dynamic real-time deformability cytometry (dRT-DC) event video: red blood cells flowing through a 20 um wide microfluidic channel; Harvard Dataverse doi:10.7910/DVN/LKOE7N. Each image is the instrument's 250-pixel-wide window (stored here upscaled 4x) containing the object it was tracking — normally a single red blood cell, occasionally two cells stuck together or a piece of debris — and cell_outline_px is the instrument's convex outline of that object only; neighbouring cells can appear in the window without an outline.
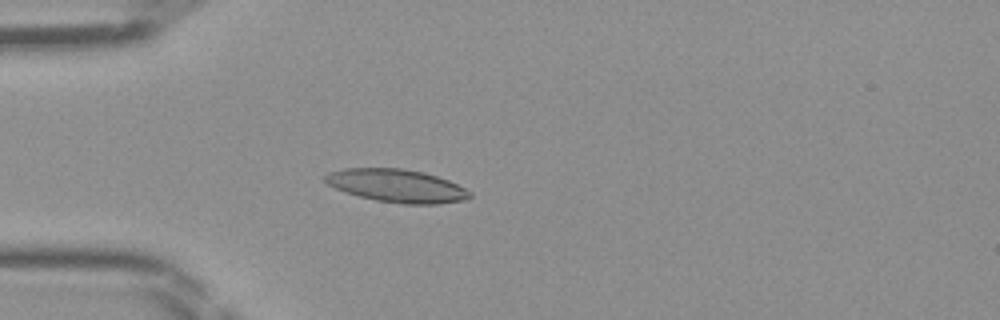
{"species": "Egyptian fruit bat (a non-hibernating species)", "species_latin": "Rousettus aegyptiacus", "temperature_condition": "room temperature", "stored_images_in_passage": 34, "camera_frame_rate_fps": 3000, "um_per_image_px": 0.085, "frame": {"image": 1, "passage_image": 1, "time_ms": 0.0, "image_size_px": [1000, 320], "cell_outline_px": [[472, 196], [468, 200], [436, 204], [404, 204], [376, 200], [344, 192], [328, 184], [324, 180], [324, 176], [328, 172], [344, 168], [400, 168], [424, 172], [448, 180], [472, 192]], "centroid_in_image_um": [33.74, 15.79], "position_along_channel_um": 51.3, "area_um2": 27.86}}
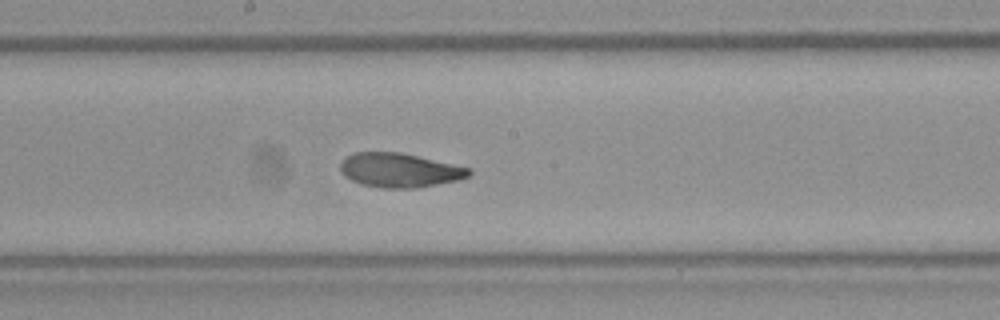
{"frame": {"image": 2, "passage_image": 13, "time_ms": 4.0, "image_size_px": [1000, 320], "cell_outline_px": [[472, 172], [468, 176], [456, 180], [416, 188], [380, 188], [360, 184], [344, 176], [340, 172], [340, 164], [352, 152], [400, 152], [472, 168]], "centroid_in_image_um": [33.94, 14.47], "position_along_channel_um": 214.3, "area_um2": 25.61}}
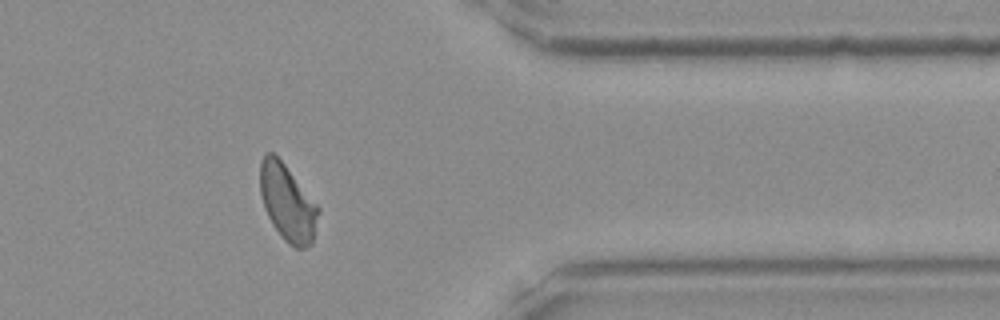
{"frame": {"image": 3, "passage_image": 26, "time_ms": 8.333, "image_size_px": [1000, 320], "cell_outline_px": [[320, 212], [312, 244], [304, 248], [296, 248], [288, 244], [284, 240], [272, 224], [264, 208], [260, 192], [260, 160], [264, 152], [272, 152], [284, 164], [320, 208]], "centroid_in_image_um": [24.43, 17.25], "position_along_channel_um": 387.0, "area_um2": 25.95}}